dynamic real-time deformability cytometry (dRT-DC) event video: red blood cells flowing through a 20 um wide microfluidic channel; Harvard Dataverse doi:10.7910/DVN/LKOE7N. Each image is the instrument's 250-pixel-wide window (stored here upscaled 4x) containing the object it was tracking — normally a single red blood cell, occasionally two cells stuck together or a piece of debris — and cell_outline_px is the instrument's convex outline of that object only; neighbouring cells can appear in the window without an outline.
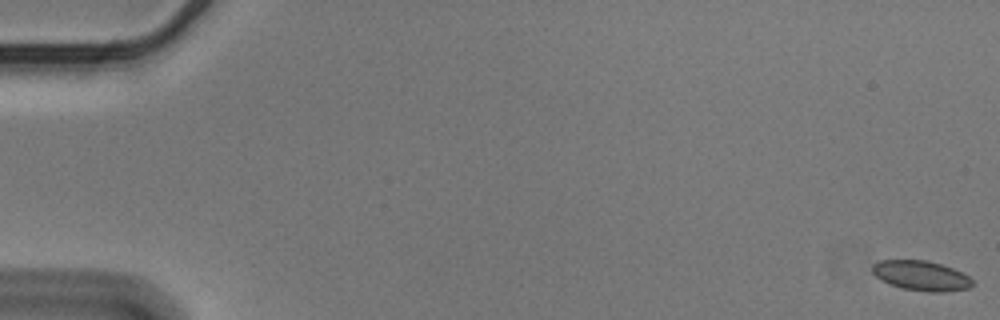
{"species": "Egyptian fruit bat (a non-hibernating species)", "species_latin": "Rousettus aegyptiacus", "temperature_condition": "cold", "stored_images_in_passage": 57, "camera_frame_rate_fps": 3000, "um_per_image_px": 0.085, "animal": {"sex": "male"}, "frame": {"image": 1, "passage_image": 1, "time_ms": 0.0, "image_size_px": [1000, 320], "cell_outline_px": [[972, 284], [968, 288], [944, 292], [928, 292], [900, 288], [888, 284], [880, 280], [872, 272], [872, 264], [880, 260], [928, 260], [952, 268], [968, 276], [972, 280]], "centroid_in_image_um": [78.25, 23.43], "position_along_channel_um": 6.8, "area_um2": 17.46}}
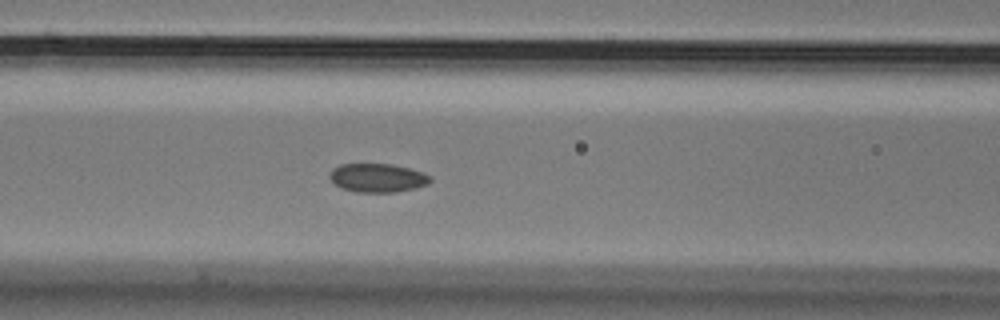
{"frame": {"image": 2, "passage_image": 25, "time_ms": 8.0, "image_size_px": [1000, 320], "cell_outline_px": [[432, 180], [428, 184], [416, 188], [396, 192], [356, 192], [340, 188], [328, 176], [332, 168], [340, 164], [392, 164], [424, 172], [432, 176]], "centroid_in_image_um": [32.11, 15.12], "position_along_channel_um": 134.5, "area_um2": 16.99}}
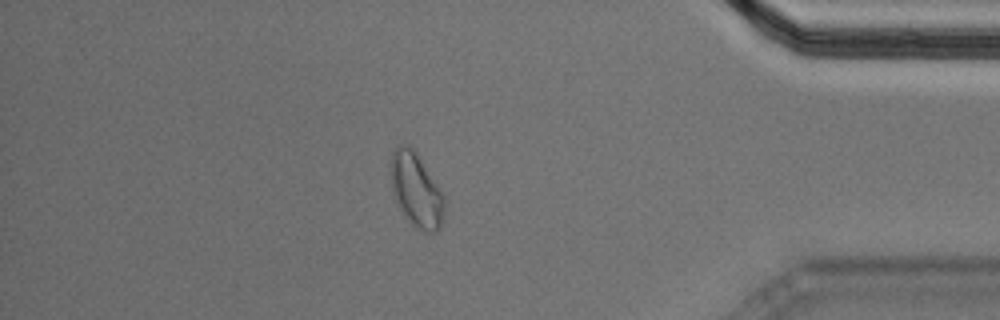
{"frame": {"image": 3, "passage_image": 50, "time_ms": 16.333, "image_size_px": [1000, 320], "cell_outline_px": [[444, 212], [440, 228], [436, 232], [424, 232], [412, 224], [408, 220], [400, 208], [392, 192], [392, 152], [396, 144], [404, 144], [412, 148], [416, 152], [440, 188], [444, 196]], "centroid_in_image_um": [35.39, 16.15], "position_along_channel_um": 399.8, "area_um2": 22.83}, "authors_computed_cell_mechanics": {"area_um2": 17.4556, "velocity_mm_per_s": 3.5629, "shape_relaxation_time_tau1_ms": 7.6999, "shape_relaxation_time_tau2_ms": 1.5918, "deformation_change_tau1": 0.0705, "deformation_change_tau2": 0.0534}}